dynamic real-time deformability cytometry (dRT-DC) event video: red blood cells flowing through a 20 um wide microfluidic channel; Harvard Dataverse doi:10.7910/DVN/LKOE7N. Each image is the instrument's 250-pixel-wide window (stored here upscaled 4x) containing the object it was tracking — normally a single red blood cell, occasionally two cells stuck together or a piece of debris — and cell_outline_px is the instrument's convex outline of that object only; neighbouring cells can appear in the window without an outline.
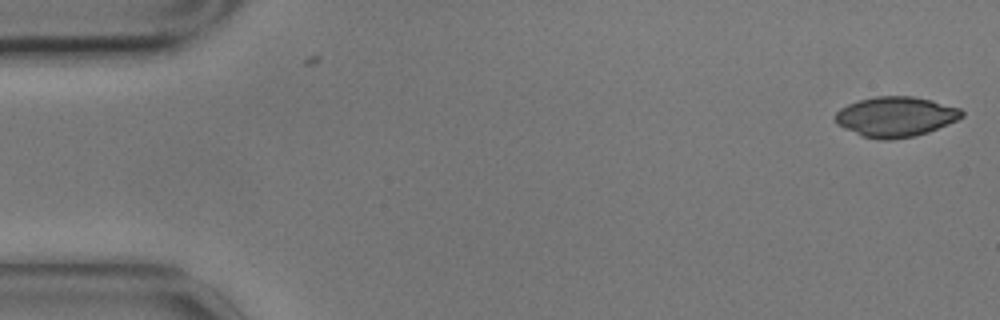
{"species": "common noctule bat (a hibernating species)", "species_latin": "Nyctalus noctula", "temperature_condition": "cold", "stored_images_in_passage": 3, "camera_frame_rate_fps": 3000, "um_per_image_px": 0.085, "animal": {"sex": "male", "body_mass_g": 17.9}, "frame": {"image": 1, "passage_image": 3, "time_ms": 0.667, "image_size_px": [1000, 320], "cell_outline_px": [[964, 116], [948, 124], [928, 132], [916, 136], [888, 140], [880, 140], [860, 136], [836, 124], [832, 116], [840, 108], [848, 104], [860, 100], [876, 96], [912, 96], [932, 100], [960, 108], [964, 112]], "centroid_in_image_um": [76.1, 9.93], "position_along_channel_um": 8.9, "area_um2": 29.82}}